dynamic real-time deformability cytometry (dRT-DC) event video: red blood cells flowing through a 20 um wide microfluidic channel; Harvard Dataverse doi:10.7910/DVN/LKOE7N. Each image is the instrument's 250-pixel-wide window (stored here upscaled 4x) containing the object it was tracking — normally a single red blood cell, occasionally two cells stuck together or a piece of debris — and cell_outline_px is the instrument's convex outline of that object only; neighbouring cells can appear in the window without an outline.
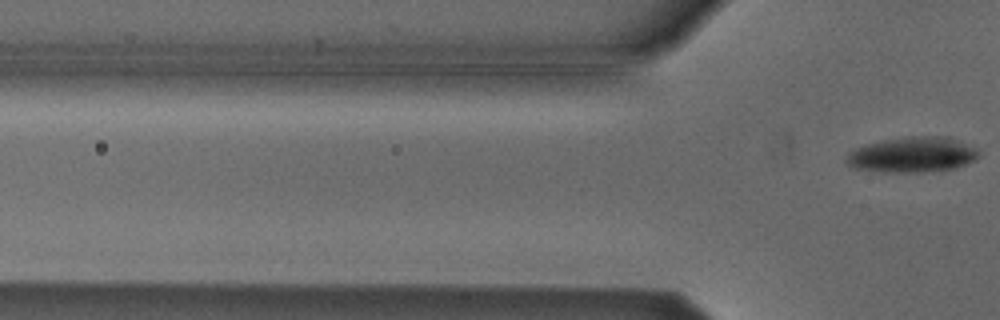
{"species": "Egyptian fruit bat (a non-hibernating species)", "species_latin": "Rousettus aegyptiacus", "temperature_condition": "cold", "stored_images_in_passage": 3, "camera_frame_rate_fps": 3000, "um_per_image_px": 0.085, "animal": {"sex": "male"}, "frame": {"image": 1, "passage_image": 3, "time_ms": 0.667, "image_size_px": [1000, 320], "cell_outline_px": [[980, 156], [956, 168], [920, 172], [892, 172], [856, 168], [848, 164], [844, 160], [848, 152], [852, 148], [880, 140], [908, 136], [944, 136], [976, 148], [980, 152]], "centroid_in_image_um": [77.5, 13.13], "position_along_channel_um": 48.3, "area_um2": 27.17}}